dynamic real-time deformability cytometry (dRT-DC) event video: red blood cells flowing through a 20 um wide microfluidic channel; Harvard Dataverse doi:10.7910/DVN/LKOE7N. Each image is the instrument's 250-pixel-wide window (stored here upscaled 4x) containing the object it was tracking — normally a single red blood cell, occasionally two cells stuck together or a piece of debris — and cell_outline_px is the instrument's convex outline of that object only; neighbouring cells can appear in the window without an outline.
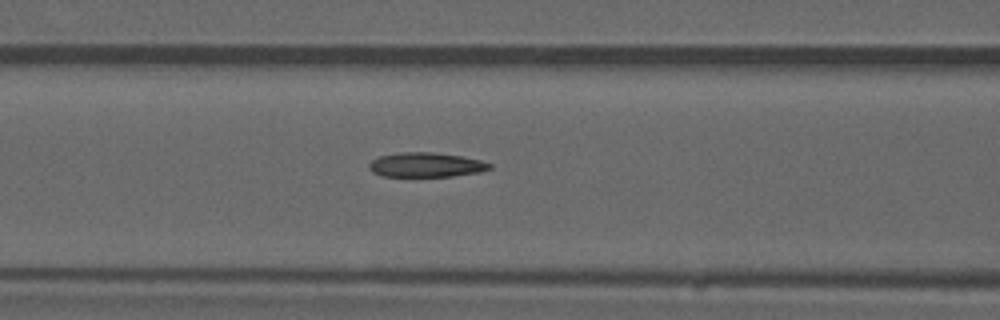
{"species": "common noctule bat (a hibernating species)", "species_latin": "Nyctalus noctula", "temperature_condition": "warm", "stored_images_in_passage": 46, "camera_frame_rate_fps": 3000, "um_per_image_px": 0.085, "animal": {"sex": "male", "forearm_length_mm": 52.5}, "frame": {"image": 1, "passage_image": 20, "time_ms": 6.333, "image_size_px": [1000, 320], "cell_outline_px": [[492, 168], [480, 172], [452, 176], [384, 176], [372, 172], [368, 168], [368, 164], [372, 160], [380, 156], [396, 152], [432, 152], [460, 156], [480, 160], [492, 164]], "centroid_in_image_um": [36.19, 14.01], "position_along_channel_um": 130.4, "area_um2": 17.22}}